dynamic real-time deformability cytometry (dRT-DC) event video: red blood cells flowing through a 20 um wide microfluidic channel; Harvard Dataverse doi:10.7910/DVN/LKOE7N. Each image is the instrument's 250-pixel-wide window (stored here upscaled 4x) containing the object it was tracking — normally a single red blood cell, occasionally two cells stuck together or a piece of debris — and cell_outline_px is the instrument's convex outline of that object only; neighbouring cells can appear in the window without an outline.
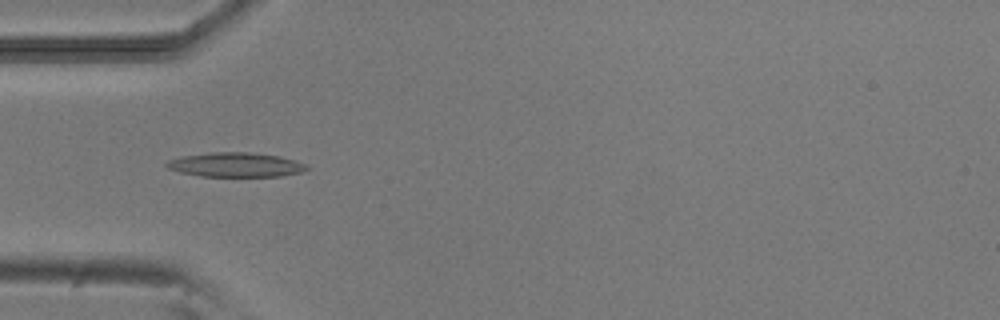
{"species": "common noctule bat (a hibernating species)", "species_latin": "Nyctalus noctula", "temperature_condition": "room temperature", "stored_images_in_passage": 42, "camera_frame_rate_fps": 3000, "um_per_image_px": 0.085, "animal": {"sex": "male", "body_mass_g": 20.5, "forearm_length_mm": 52.5}, "frame": {"image": 1, "passage_image": 6, "time_ms": 1.667, "image_size_px": [1000, 320], "cell_outline_px": [[308, 168], [300, 172], [280, 176], [200, 176], [180, 172], [168, 168], [164, 164], [168, 160], [184, 156], [212, 152], [248, 152], [280, 156], [308, 164]], "centroid_in_image_um": [20.03, 14.0], "position_along_channel_um": 65.0, "area_um2": 19.77}}
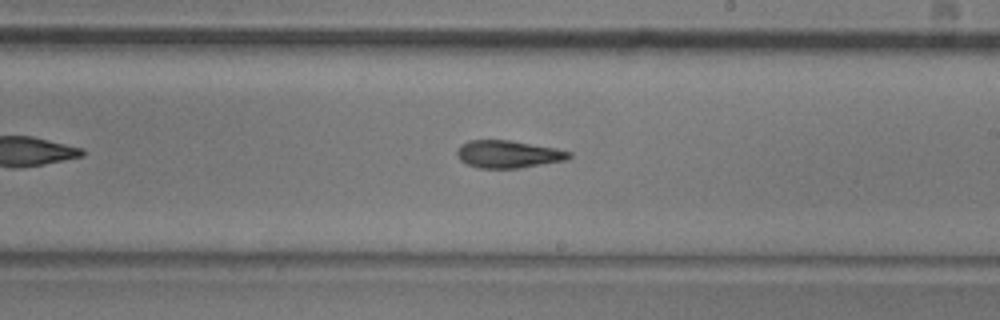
{"frame": {"image": 2, "passage_image": 20, "time_ms": 6.333, "image_size_px": [1000, 320], "cell_outline_px": [[572, 156], [568, 160], [516, 168], [480, 168], [468, 164], [460, 160], [456, 152], [460, 144], [468, 140], [512, 140], [556, 148], [572, 152]], "centroid_in_image_um": [43.21, 13.09], "position_along_channel_um": 245.8, "area_um2": 18.03}}
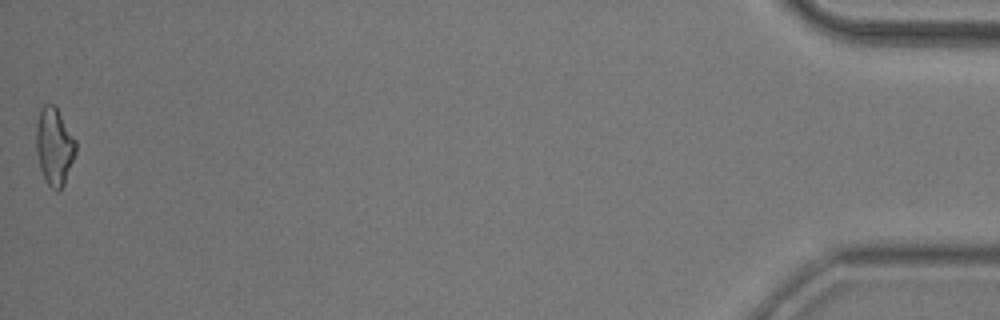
{"frame": {"image": 3, "passage_image": 42, "time_ms": 13.667, "image_size_px": [1000, 320], "cell_outline_px": [[76, 152], [64, 184], [56, 192], [48, 184], [40, 168], [36, 152], [36, 124], [40, 108], [44, 104], [56, 104], [76, 140]], "centroid_in_image_um": [4.61, 12.38], "position_along_channel_um": 430.6, "area_um2": 18.03}, "authors_computed_cell_mechanics": {"area_um2": 17.9758, "velocity_mm_per_s": 3.8581, "shape_relaxation_time_tau1_ms": 8.8643, "shape_relaxation_time_tau2_ms": 5.9774, "deformation_change_tau1": 0.2278, "deformation_change_tau2": 0.1743}}